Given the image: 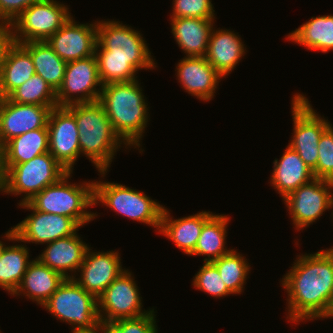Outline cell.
Masks as SVG:
<instances>
[{
    "label": "cell",
    "instance_id": "obj_38",
    "mask_svg": "<svg viewBox=\"0 0 333 333\" xmlns=\"http://www.w3.org/2000/svg\"><path fill=\"white\" fill-rule=\"evenodd\" d=\"M173 5L171 18H215L211 0H173Z\"/></svg>",
    "mask_w": 333,
    "mask_h": 333
},
{
    "label": "cell",
    "instance_id": "obj_3",
    "mask_svg": "<svg viewBox=\"0 0 333 333\" xmlns=\"http://www.w3.org/2000/svg\"><path fill=\"white\" fill-rule=\"evenodd\" d=\"M73 114L79 133L80 151L98 168L103 177L122 142L102 105L96 101L66 106Z\"/></svg>",
    "mask_w": 333,
    "mask_h": 333
},
{
    "label": "cell",
    "instance_id": "obj_17",
    "mask_svg": "<svg viewBox=\"0 0 333 333\" xmlns=\"http://www.w3.org/2000/svg\"><path fill=\"white\" fill-rule=\"evenodd\" d=\"M46 42L66 63L92 56L97 44V22L77 24L71 17Z\"/></svg>",
    "mask_w": 333,
    "mask_h": 333
},
{
    "label": "cell",
    "instance_id": "obj_8",
    "mask_svg": "<svg viewBox=\"0 0 333 333\" xmlns=\"http://www.w3.org/2000/svg\"><path fill=\"white\" fill-rule=\"evenodd\" d=\"M100 182V183H99ZM94 182V206L102 202L127 218L160 228L164 207L145 193L125 185L111 182Z\"/></svg>",
    "mask_w": 333,
    "mask_h": 333
},
{
    "label": "cell",
    "instance_id": "obj_11",
    "mask_svg": "<svg viewBox=\"0 0 333 333\" xmlns=\"http://www.w3.org/2000/svg\"><path fill=\"white\" fill-rule=\"evenodd\" d=\"M19 206L33 213L7 231L4 236L10 241L45 244L71 236L81 227L70 217L37 211L28 202Z\"/></svg>",
    "mask_w": 333,
    "mask_h": 333
},
{
    "label": "cell",
    "instance_id": "obj_39",
    "mask_svg": "<svg viewBox=\"0 0 333 333\" xmlns=\"http://www.w3.org/2000/svg\"><path fill=\"white\" fill-rule=\"evenodd\" d=\"M41 0H0V20L13 23L28 7Z\"/></svg>",
    "mask_w": 333,
    "mask_h": 333
},
{
    "label": "cell",
    "instance_id": "obj_20",
    "mask_svg": "<svg viewBox=\"0 0 333 333\" xmlns=\"http://www.w3.org/2000/svg\"><path fill=\"white\" fill-rule=\"evenodd\" d=\"M88 248L89 246L75 233L47 243L46 249L37 259L52 270L61 273L66 279L73 278L67 271L79 270Z\"/></svg>",
    "mask_w": 333,
    "mask_h": 333
},
{
    "label": "cell",
    "instance_id": "obj_36",
    "mask_svg": "<svg viewBox=\"0 0 333 333\" xmlns=\"http://www.w3.org/2000/svg\"><path fill=\"white\" fill-rule=\"evenodd\" d=\"M154 309L145 315L102 324L101 333H157Z\"/></svg>",
    "mask_w": 333,
    "mask_h": 333
},
{
    "label": "cell",
    "instance_id": "obj_29",
    "mask_svg": "<svg viewBox=\"0 0 333 333\" xmlns=\"http://www.w3.org/2000/svg\"><path fill=\"white\" fill-rule=\"evenodd\" d=\"M287 39L308 50L327 53L333 50V15L311 17L309 21L292 31Z\"/></svg>",
    "mask_w": 333,
    "mask_h": 333
},
{
    "label": "cell",
    "instance_id": "obj_19",
    "mask_svg": "<svg viewBox=\"0 0 333 333\" xmlns=\"http://www.w3.org/2000/svg\"><path fill=\"white\" fill-rule=\"evenodd\" d=\"M176 69L178 80L186 92L203 101L213 98L222 76L205 57L185 56Z\"/></svg>",
    "mask_w": 333,
    "mask_h": 333
},
{
    "label": "cell",
    "instance_id": "obj_24",
    "mask_svg": "<svg viewBox=\"0 0 333 333\" xmlns=\"http://www.w3.org/2000/svg\"><path fill=\"white\" fill-rule=\"evenodd\" d=\"M35 73L30 53L21 44L12 42L0 65V96L8 97Z\"/></svg>",
    "mask_w": 333,
    "mask_h": 333
},
{
    "label": "cell",
    "instance_id": "obj_30",
    "mask_svg": "<svg viewBox=\"0 0 333 333\" xmlns=\"http://www.w3.org/2000/svg\"><path fill=\"white\" fill-rule=\"evenodd\" d=\"M229 217L213 214L203 225L200 237L195 246L192 255L207 256L204 262H212L221 256L229 253L232 249L227 250L225 247V238L227 233V224Z\"/></svg>",
    "mask_w": 333,
    "mask_h": 333
},
{
    "label": "cell",
    "instance_id": "obj_1",
    "mask_svg": "<svg viewBox=\"0 0 333 333\" xmlns=\"http://www.w3.org/2000/svg\"><path fill=\"white\" fill-rule=\"evenodd\" d=\"M282 278L288 293L287 319L329 318L333 312V247L298 256Z\"/></svg>",
    "mask_w": 333,
    "mask_h": 333
},
{
    "label": "cell",
    "instance_id": "obj_15",
    "mask_svg": "<svg viewBox=\"0 0 333 333\" xmlns=\"http://www.w3.org/2000/svg\"><path fill=\"white\" fill-rule=\"evenodd\" d=\"M49 153L68 171L81 154L74 114L66 106L54 107L49 115Z\"/></svg>",
    "mask_w": 333,
    "mask_h": 333
},
{
    "label": "cell",
    "instance_id": "obj_12",
    "mask_svg": "<svg viewBox=\"0 0 333 333\" xmlns=\"http://www.w3.org/2000/svg\"><path fill=\"white\" fill-rule=\"evenodd\" d=\"M128 271L127 269L121 273L97 298L101 324L136 318L151 311L142 310V297L139 296V289Z\"/></svg>",
    "mask_w": 333,
    "mask_h": 333
},
{
    "label": "cell",
    "instance_id": "obj_32",
    "mask_svg": "<svg viewBox=\"0 0 333 333\" xmlns=\"http://www.w3.org/2000/svg\"><path fill=\"white\" fill-rule=\"evenodd\" d=\"M8 98L15 103L57 106L56 91L39 74H34Z\"/></svg>",
    "mask_w": 333,
    "mask_h": 333
},
{
    "label": "cell",
    "instance_id": "obj_25",
    "mask_svg": "<svg viewBox=\"0 0 333 333\" xmlns=\"http://www.w3.org/2000/svg\"><path fill=\"white\" fill-rule=\"evenodd\" d=\"M171 22L172 34L187 57H205L214 19L171 18Z\"/></svg>",
    "mask_w": 333,
    "mask_h": 333
},
{
    "label": "cell",
    "instance_id": "obj_31",
    "mask_svg": "<svg viewBox=\"0 0 333 333\" xmlns=\"http://www.w3.org/2000/svg\"><path fill=\"white\" fill-rule=\"evenodd\" d=\"M25 245L6 246L2 243L0 258V287L11 295L20 285L24 274L32 262Z\"/></svg>",
    "mask_w": 333,
    "mask_h": 333
},
{
    "label": "cell",
    "instance_id": "obj_6",
    "mask_svg": "<svg viewBox=\"0 0 333 333\" xmlns=\"http://www.w3.org/2000/svg\"><path fill=\"white\" fill-rule=\"evenodd\" d=\"M144 40L140 32L119 21H98L95 52H108V58L128 59L136 71L154 69V60Z\"/></svg>",
    "mask_w": 333,
    "mask_h": 333
},
{
    "label": "cell",
    "instance_id": "obj_37",
    "mask_svg": "<svg viewBox=\"0 0 333 333\" xmlns=\"http://www.w3.org/2000/svg\"><path fill=\"white\" fill-rule=\"evenodd\" d=\"M315 178L333 181V127L330 124L322 133L318 144V162L313 170Z\"/></svg>",
    "mask_w": 333,
    "mask_h": 333
},
{
    "label": "cell",
    "instance_id": "obj_40",
    "mask_svg": "<svg viewBox=\"0 0 333 333\" xmlns=\"http://www.w3.org/2000/svg\"><path fill=\"white\" fill-rule=\"evenodd\" d=\"M12 42V24L7 21L0 20V65L8 46Z\"/></svg>",
    "mask_w": 333,
    "mask_h": 333
},
{
    "label": "cell",
    "instance_id": "obj_23",
    "mask_svg": "<svg viewBox=\"0 0 333 333\" xmlns=\"http://www.w3.org/2000/svg\"><path fill=\"white\" fill-rule=\"evenodd\" d=\"M212 212L202 211L180 219H172L164 207L159 232L172 240L185 254L194 252L204 223L212 216Z\"/></svg>",
    "mask_w": 333,
    "mask_h": 333
},
{
    "label": "cell",
    "instance_id": "obj_5",
    "mask_svg": "<svg viewBox=\"0 0 333 333\" xmlns=\"http://www.w3.org/2000/svg\"><path fill=\"white\" fill-rule=\"evenodd\" d=\"M67 172L49 152L21 164H0V191L8 195L25 193L19 204L26 203Z\"/></svg>",
    "mask_w": 333,
    "mask_h": 333
},
{
    "label": "cell",
    "instance_id": "obj_28",
    "mask_svg": "<svg viewBox=\"0 0 333 333\" xmlns=\"http://www.w3.org/2000/svg\"><path fill=\"white\" fill-rule=\"evenodd\" d=\"M21 45L30 53L36 74L57 91L62 85L67 63L46 41H30Z\"/></svg>",
    "mask_w": 333,
    "mask_h": 333
},
{
    "label": "cell",
    "instance_id": "obj_21",
    "mask_svg": "<svg viewBox=\"0 0 333 333\" xmlns=\"http://www.w3.org/2000/svg\"><path fill=\"white\" fill-rule=\"evenodd\" d=\"M280 160L275 159L271 185L283 199L303 184L313 180V170L309 168L296 151L287 146ZM279 161V162H278Z\"/></svg>",
    "mask_w": 333,
    "mask_h": 333
},
{
    "label": "cell",
    "instance_id": "obj_7",
    "mask_svg": "<svg viewBox=\"0 0 333 333\" xmlns=\"http://www.w3.org/2000/svg\"><path fill=\"white\" fill-rule=\"evenodd\" d=\"M42 307L73 329H91L101 324L97 298L73 278L65 279Z\"/></svg>",
    "mask_w": 333,
    "mask_h": 333
},
{
    "label": "cell",
    "instance_id": "obj_33",
    "mask_svg": "<svg viewBox=\"0 0 333 333\" xmlns=\"http://www.w3.org/2000/svg\"><path fill=\"white\" fill-rule=\"evenodd\" d=\"M212 263L216 266L227 288L233 294H240L250 271V265L248 266L246 258L232 249Z\"/></svg>",
    "mask_w": 333,
    "mask_h": 333
},
{
    "label": "cell",
    "instance_id": "obj_22",
    "mask_svg": "<svg viewBox=\"0 0 333 333\" xmlns=\"http://www.w3.org/2000/svg\"><path fill=\"white\" fill-rule=\"evenodd\" d=\"M244 54L243 42L234 31L212 29L205 58L223 78L232 72Z\"/></svg>",
    "mask_w": 333,
    "mask_h": 333
},
{
    "label": "cell",
    "instance_id": "obj_35",
    "mask_svg": "<svg viewBox=\"0 0 333 333\" xmlns=\"http://www.w3.org/2000/svg\"><path fill=\"white\" fill-rule=\"evenodd\" d=\"M192 284L195 288L217 298L233 294L224 284L219 271L212 262H204L203 266L195 274Z\"/></svg>",
    "mask_w": 333,
    "mask_h": 333
},
{
    "label": "cell",
    "instance_id": "obj_13",
    "mask_svg": "<svg viewBox=\"0 0 333 333\" xmlns=\"http://www.w3.org/2000/svg\"><path fill=\"white\" fill-rule=\"evenodd\" d=\"M97 86H100L98 90ZM102 86L95 54L68 62L62 85L56 91L57 106L96 102ZM73 93H77L79 97L76 95V98H73Z\"/></svg>",
    "mask_w": 333,
    "mask_h": 333
},
{
    "label": "cell",
    "instance_id": "obj_42",
    "mask_svg": "<svg viewBox=\"0 0 333 333\" xmlns=\"http://www.w3.org/2000/svg\"><path fill=\"white\" fill-rule=\"evenodd\" d=\"M1 254H2V241H0V258H1Z\"/></svg>",
    "mask_w": 333,
    "mask_h": 333
},
{
    "label": "cell",
    "instance_id": "obj_34",
    "mask_svg": "<svg viewBox=\"0 0 333 333\" xmlns=\"http://www.w3.org/2000/svg\"><path fill=\"white\" fill-rule=\"evenodd\" d=\"M102 85L136 80L137 71L128 59L108 58V52H95Z\"/></svg>",
    "mask_w": 333,
    "mask_h": 333
},
{
    "label": "cell",
    "instance_id": "obj_18",
    "mask_svg": "<svg viewBox=\"0 0 333 333\" xmlns=\"http://www.w3.org/2000/svg\"><path fill=\"white\" fill-rule=\"evenodd\" d=\"M88 248L82 265L80 278L73 280L85 291L98 298L103 291L126 269L122 268L118 251L91 252Z\"/></svg>",
    "mask_w": 333,
    "mask_h": 333
},
{
    "label": "cell",
    "instance_id": "obj_9",
    "mask_svg": "<svg viewBox=\"0 0 333 333\" xmlns=\"http://www.w3.org/2000/svg\"><path fill=\"white\" fill-rule=\"evenodd\" d=\"M68 9L54 0L35 2L12 23L13 42L46 41L71 19Z\"/></svg>",
    "mask_w": 333,
    "mask_h": 333
},
{
    "label": "cell",
    "instance_id": "obj_27",
    "mask_svg": "<svg viewBox=\"0 0 333 333\" xmlns=\"http://www.w3.org/2000/svg\"><path fill=\"white\" fill-rule=\"evenodd\" d=\"M49 152L48 128L28 131L0 149V164H21Z\"/></svg>",
    "mask_w": 333,
    "mask_h": 333
},
{
    "label": "cell",
    "instance_id": "obj_16",
    "mask_svg": "<svg viewBox=\"0 0 333 333\" xmlns=\"http://www.w3.org/2000/svg\"><path fill=\"white\" fill-rule=\"evenodd\" d=\"M57 106L22 104L8 97L0 101V149L11 139L28 131L47 128L51 110Z\"/></svg>",
    "mask_w": 333,
    "mask_h": 333
},
{
    "label": "cell",
    "instance_id": "obj_4",
    "mask_svg": "<svg viewBox=\"0 0 333 333\" xmlns=\"http://www.w3.org/2000/svg\"><path fill=\"white\" fill-rule=\"evenodd\" d=\"M72 172H67L56 183L37 193L28 203L37 211L64 215L83 226L97 217L85 209L94 205V182L69 184Z\"/></svg>",
    "mask_w": 333,
    "mask_h": 333
},
{
    "label": "cell",
    "instance_id": "obj_26",
    "mask_svg": "<svg viewBox=\"0 0 333 333\" xmlns=\"http://www.w3.org/2000/svg\"><path fill=\"white\" fill-rule=\"evenodd\" d=\"M66 278L42 264L37 258L29 264L23 279L12 295L27 296L41 306L51 297Z\"/></svg>",
    "mask_w": 333,
    "mask_h": 333
},
{
    "label": "cell",
    "instance_id": "obj_14",
    "mask_svg": "<svg viewBox=\"0 0 333 333\" xmlns=\"http://www.w3.org/2000/svg\"><path fill=\"white\" fill-rule=\"evenodd\" d=\"M331 189L333 181L314 178L283 199L297 230L308 227L319 219L326 209L333 208Z\"/></svg>",
    "mask_w": 333,
    "mask_h": 333
},
{
    "label": "cell",
    "instance_id": "obj_41",
    "mask_svg": "<svg viewBox=\"0 0 333 333\" xmlns=\"http://www.w3.org/2000/svg\"><path fill=\"white\" fill-rule=\"evenodd\" d=\"M102 332V324H99L98 326H95L91 329H73L72 333H100Z\"/></svg>",
    "mask_w": 333,
    "mask_h": 333
},
{
    "label": "cell",
    "instance_id": "obj_10",
    "mask_svg": "<svg viewBox=\"0 0 333 333\" xmlns=\"http://www.w3.org/2000/svg\"><path fill=\"white\" fill-rule=\"evenodd\" d=\"M293 137L288 144L298 153L303 162L312 170L318 162V144L324 130L330 123L321 118L303 94L292 98Z\"/></svg>",
    "mask_w": 333,
    "mask_h": 333
},
{
    "label": "cell",
    "instance_id": "obj_2",
    "mask_svg": "<svg viewBox=\"0 0 333 333\" xmlns=\"http://www.w3.org/2000/svg\"><path fill=\"white\" fill-rule=\"evenodd\" d=\"M98 102L120 138L128 146L140 147L149 117L138 80L103 85Z\"/></svg>",
    "mask_w": 333,
    "mask_h": 333
}]
</instances>
